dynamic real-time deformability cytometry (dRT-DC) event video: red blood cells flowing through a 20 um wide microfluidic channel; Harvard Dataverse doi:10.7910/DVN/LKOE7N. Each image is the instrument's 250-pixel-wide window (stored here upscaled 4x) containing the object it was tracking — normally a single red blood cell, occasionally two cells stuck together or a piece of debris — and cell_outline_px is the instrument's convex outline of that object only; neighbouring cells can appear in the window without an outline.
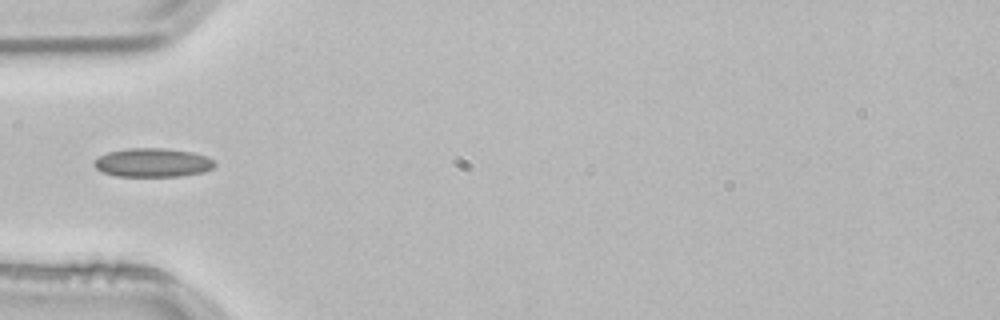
{"species": "common noctule bat (a hibernating species)", "species_latin": "Nyctalus noctula", "temperature_condition": "room temperature", "stored_images_in_passage": 1, "camera_frame_rate_fps": 3000, "um_per_image_px": 0.085, "animal": {"sex": "male", "body_mass_g": 21.5, "forearm_length_mm": 52.0}, "frame": {"image": 1, "passage_image": 1, "time_ms": 0.0, "image_size_px": [1000, 320], "cell_outline_px": [[216, 164], [212, 168], [204, 172], [180, 176], [116, 176], [104, 172], [96, 168], [92, 164], [100, 156], [108, 152], [128, 148], [164, 148], [192, 152], [208, 156], [216, 160]], "centroid_in_image_um": [13.03, 13.82], "position_along_channel_um": 72.0, "area_um2": 20.29}}